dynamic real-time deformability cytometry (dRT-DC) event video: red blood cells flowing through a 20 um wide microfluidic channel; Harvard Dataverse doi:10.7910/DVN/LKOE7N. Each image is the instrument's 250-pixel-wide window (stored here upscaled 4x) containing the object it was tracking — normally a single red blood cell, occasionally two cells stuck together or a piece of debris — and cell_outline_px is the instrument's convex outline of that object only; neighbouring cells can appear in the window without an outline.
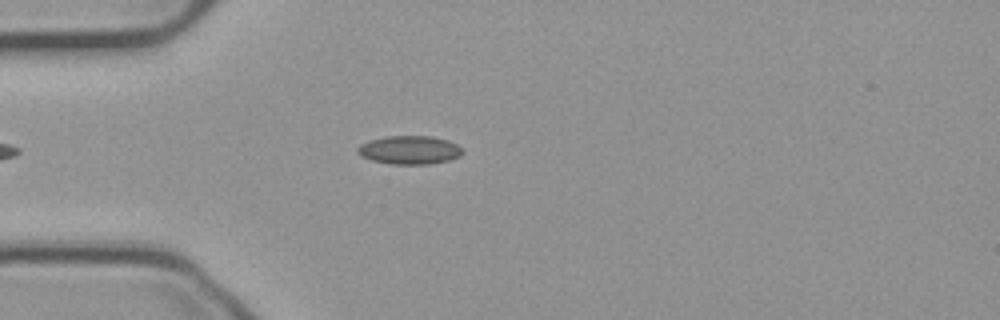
{"species": "common noctule bat (a hibernating species)", "species_latin": "Nyctalus noctula", "temperature_condition": "cold", "stored_images_in_passage": 42, "camera_frame_rate_fps": 3000, "um_per_image_px": 0.085, "animal": {"sex": "male", "body_mass_g": 23.1, "forearm_length_mm": 52.7}, "frame": {"image": 1, "passage_image": 8, "time_ms": 2.333, "image_size_px": [1000, 320], "cell_outline_px": [[464, 152], [460, 156], [448, 160], [428, 164], [392, 164], [372, 160], [356, 152], [356, 148], [360, 144], [372, 140], [388, 136], [428, 136], [448, 140], [456, 144]], "centroid_in_image_um": [34.81, 12.75], "position_along_channel_um": 50.2, "area_um2": 17.17}}
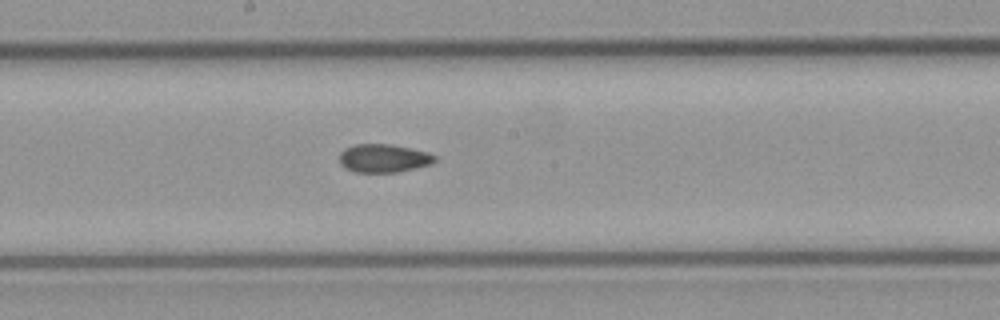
{"frame": {"image": 2, "passage_image": 22, "time_ms": 7.0, "image_size_px": [1000, 320], "cell_outline_px": [[436, 160], [432, 164], [416, 168], [396, 172], [356, 172], [344, 168], [340, 164], [340, 152], [344, 148], [356, 144], [392, 144], [428, 152], [436, 156]], "centroid_in_image_um": [32.6, 13.45], "position_along_channel_um": 215.6, "area_um2": 15.84}}
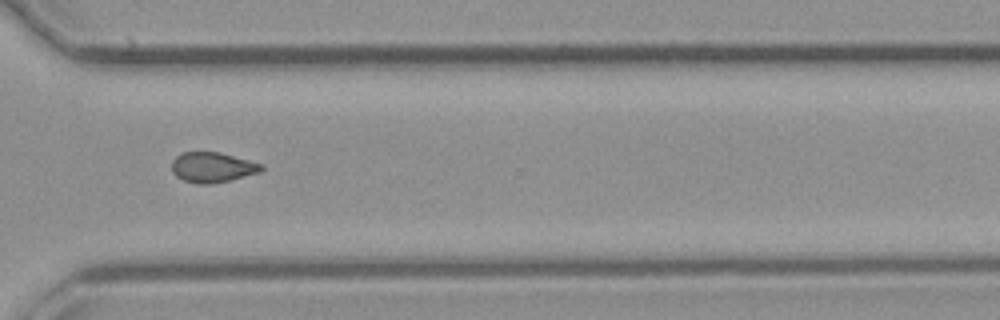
{"frame": {"image": 3, "passage_image": 33, "time_ms": 10.667, "image_size_px": [1000, 320], "cell_outline_px": [[264, 168], [260, 172], [232, 180], [212, 184], [200, 184], [184, 180], [176, 176], [172, 172], [172, 160], [180, 152], [220, 152], [264, 164]], "centroid_in_image_um": [18.07, 14.22], "position_along_channel_um": 352.5, "area_um2": 15.95}, "authors_computed_cell_mechanics": {"area_um2": 16.0684, "velocity_mm_per_s": 3.7406, "shape_relaxation_time_tau1_ms": null, "shape_relaxation_time_tau2_ms": 2.8196, "deformation_change_tau1": null, "deformation_change_tau2": 0.0778}}